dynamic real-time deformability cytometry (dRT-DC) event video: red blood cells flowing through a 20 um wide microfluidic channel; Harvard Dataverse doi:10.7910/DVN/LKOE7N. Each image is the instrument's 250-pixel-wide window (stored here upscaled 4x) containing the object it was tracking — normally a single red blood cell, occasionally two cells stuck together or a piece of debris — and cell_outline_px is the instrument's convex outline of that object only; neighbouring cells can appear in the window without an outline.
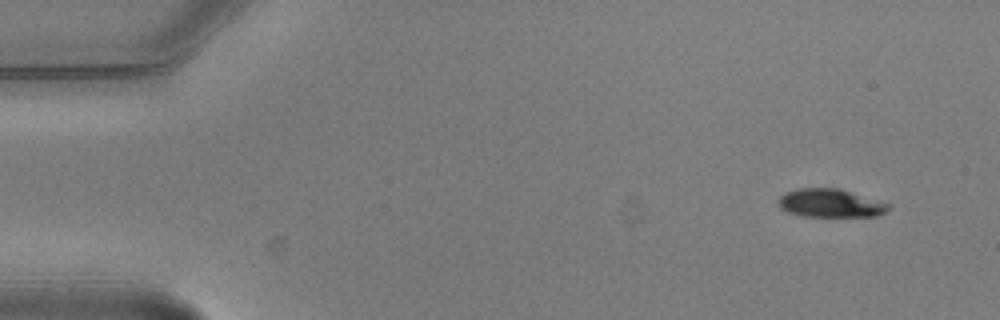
{"species": "common noctule bat (a hibernating species)", "species_latin": "Nyctalus noctula", "temperature_condition": "warm", "stored_images_in_passage": 7, "camera_frame_rate_fps": 3000, "um_per_image_px": 0.085, "animal": {"sex": "male", "body_mass_g": 20.5, "forearm_length_mm": 52.5}, "frame": {"image": 1, "passage_image": 1, "time_ms": 0.0, "image_size_px": [1000, 320], "cell_outline_px": [[892, 208], [876, 216], [804, 216], [788, 212], [780, 208], [780, 196], [784, 192], [796, 188], [840, 188], [892, 204]], "centroid_in_image_um": [70.62, 17.25], "position_along_channel_um": 14.4, "area_um2": 18.26}}
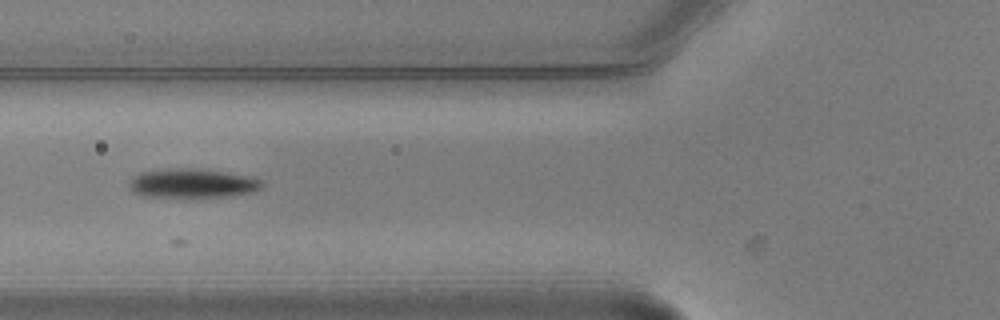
{"frame": {"image": 2, "passage_image": 5, "time_ms": 1.333, "image_size_px": [1000, 320], "cell_outline_px": [[264, 188], [256, 192], [228, 196], [180, 200], [140, 196], [132, 192], [128, 188], [128, 180], [132, 176], [140, 172], [168, 168], [196, 168], [252, 176], [260, 180], [264, 184]], "centroid_in_image_um": [16.29, 15.63], "position_along_channel_um": 109.5, "area_um2": 24.1}}